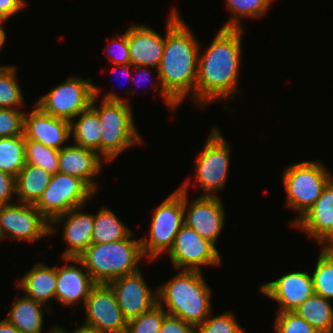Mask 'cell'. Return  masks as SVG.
Returning a JSON list of instances; mask_svg holds the SVG:
<instances>
[{
	"instance_id": "obj_26",
	"label": "cell",
	"mask_w": 333,
	"mask_h": 333,
	"mask_svg": "<svg viewBox=\"0 0 333 333\" xmlns=\"http://www.w3.org/2000/svg\"><path fill=\"white\" fill-rule=\"evenodd\" d=\"M293 312L320 333H333V307L329 299L314 293Z\"/></svg>"
},
{
	"instance_id": "obj_46",
	"label": "cell",
	"mask_w": 333,
	"mask_h": 333,
	"mask_svg": "<svg viewBox=\"0 0 333 333\" xmlns=\"http://www.w3.org/2000/svg\"><path fill=\"white\" fill-rule=\"evenodd\" d=\"M331 243H333V231L332 233L321 243L323 246V250L326 249V247H328ZM327 245V246H326Z\"/></svg>"
},
{
	"instance_id": "obj_13",
	"label": "cell",
	"mask_w": 333,
	"mask_h": 333,
	"mask_svg": "<svg viewBox=\"0 0 333 333\" xmlns=\"http://www.w3.org/2000/svg\"><path fill=\"white\" fill-rule=\"evenodd\" d=\"M190 180L191 178H188L180 187L183 190L184 224L216 246L217 239L225 224L224 207L218 196L200 195L192 200L191 204H188L187 188Z\"/></svg>"
},
{
	"instance_id": "obj_11",
	"label": "cell",
	"mask_w": 333,
	"mask_h": 333,
	"mask_svg": "<svg viewBox=\"0 0 333 333\" xmlns=\"http://www.w3.org/2000/svg\"><path fill=\"white\" fill-rule=\"evenodd\" d=\"M7 234L11 239L32 243L50 234V222L34 204L0 205V241Z\"/></svg>"
},
{
	"instance_id": "obj_12",
	"label": "cell",
	"mask_w": 333,
	"mask_h": 333,
	"mask_svg": "<svg viewBox=\"0 0 333 333\" xmlns=\"http://www.w3.org/2000/svg\"><path fill=\"white\" fill-rule=\"evenodd\" d=\"M168 256L173 267L188 271H201V266H217L221 263L216 246L186 224L176 234Z\"/></svg>"
},
{
	"instance_id": "obj_36",
	"label": "cell",
	"mask_w": 333,
	"mask_h": 333,
	"mask_svg": "<svg viewBox=\"0 0 333 333\" xmlns=\"http://www.w3.org/2000/svg\"><path fill=\"white\" fill-rule=\"evenodd\" d=\"M274 322L275 333H320L293 311L278 312Z\"/></svg>"
},
{
	"instance_id": "obj_24",
	"label": "cell",
	"mask_w": 333,
	"mask_h": 333,
	"mask_svg": "<svg viewBox=\"0 0 333 333\" xmlns=\"http://www.w3.org/2000/svg\"><path fill=\"white\" fill-rule=\"evenodd\" d=\"M12 305L5 318L10 324L21 333H42L44 308L51 312L48 306L26 296L18 297Z\"/></svg>"
},
{
	"instance_id": "obj_17",
	"label": "cell",
	"mask_w": 333,
	"mask_h": 333,
	"mask_svg": "<svg viewBox=\"0 0 333 333\" xmlns=\"http://www.w3.org/2000/svg\"><path fill=\"white\" fill-rule=\"evenodd\" d=\"M82 207L74 208L54 218L50 222V234L57 232L55 226L64 223L63 239L69 246L64 250L62 258H78L92 243L94 214L81 211Z\"/></svg>"
},
{
	"instance_id": "obj_41",
	"label": "cell",
	"mask_w": 333,
	"mask_h": 333,
	"mask_svg": "<svg viewBox=\"0 0 333 333\" xmlns=\"http://www.w3.org/2000/svg\"><path fill=\"white\" fill-rule=\"evenodd\" d=\"M27 3L25 0H0V15L6 20L17 14Z\"/></svg>"
},
{
	"instance_id": "obj_19",
	"label": "cell",
	"mask_w": 333,
	"mask_h": 333,
	"mask_svg": "<svg viewBox=\"0 0 333 333\" xmlns=\"http://www.w3.org/2000/svg\"><path fill=\"white\" fill-rule=\"evenodd\" d=\"M66 262H74L75 265L56 266V300L63 306H74L83 300L85 304L91 289L96 285L89 272L82 271L84 264L78 258H64Z\"/></svg>"
},
{
	"instance_id": "obj_31",
	"label": "cell",
	"mask_w": 333,
	"mask_h": 333,
	"mask_svg": "<svg viewBox=\"0 0 333 333\" xmlns=\"http://www.w3.org/2000/svg\"><path fill=\"white\" fill-rule=\"evenodd\" d=\"M15 66H0V108L18 109L24 98L16 76Z\"/></svg>"
},
{
	"instance_id": "obj_38",
	"label": "cell",
	"mask_w": 333,
	"mask_h": 333,
	"mask_svg": "<svg viewBox=\"0 0 333 333\" xmlns=\"http://www.w3.org/2000/svg\"><path fill=\"white\" fill-rule=\"evenodd\" d=\"M120 39H116L117 37H111V43L117 47V51L113 54L112 49H108L106 51V55L110 60H112L115 65H126L130 64V55H129V44L127 39V30L123 35L119 36ZM115 48V47H114Z\"/></svg>"
},
{
	"instance_id": "obj_5",
	"label": "cell",
	"mask_w": 333,
	"mask_h": 333,
	"mask_svg": "<svg viewBox=\"0 0 333 333\" xmlns=\"http://www.w3.org/2000/svg\"><path fill=\"white\" fill-rule=\"evenodd\" d=\"M128 238L110 243L95 244L78 257L96 284H108L121 276L137 272L144 258L140 239Z\"/></svg>"
},
{
	"instance_id": "obj_18",
	"label": "cell",
	"mask_w": 333,
	"mask_h": 333,
	"mask_svg": "<svg viewBox=\"0 0 333 333\" xmlns=\"http://www.w3.org/2000/svg\"><path fill=\"white\" fill-rule=\"evenodd\" d=\"M34 110L24 115V136L47 147L61 150L71 137V123L43 112L34 104Z\"/></svg>"
},
{
	"instance_id": "obj_15",
	"label": "cell",
	"mask_w": 333,
	"mask_h": 333,
	"mask_svg": "<svg viewBox=\"0 0 333 333\" xmlns=\"http://www.w3.org/2000/svg\"><path fill=\"white\" fill-rule=\"evenodd\" d=\"M108 285L114 291L117 304L127 321L158 304L157 292H152L148 287L140 270L114 279Z\"/></svg>"
},
{
	"instance_id": "obj_7",
	"label": "cell",
	"mask_w": 333,
	"mask_h": 333,
	"mask_svg": "<svg viewBox=\"0 0 333 333\" xmlns=\"http://www.w3.org/2000/svg\"><path fill=\"white\" fill-rule=\"evenodd\" d=\"M183 224V190L179 188L154 209L150 236L148 239L140 238L144 256H149L151 261L164 252L168 253Z\"/></svg>"
},
{
	"instance_id": "obj_21",
	"label": "cell",
	"mask_w": 333,
	"mask_h": 333,
	"mask_svg": "<svg viewBox=\"0 0 333 333\" xmlns=\"http://www.w3.org/2000/svg\"><path fill=\"white\" fill-rule=\"evenodd\" d=\"M321 244L333 231V178L325 185L314 205L292 225Z\"/></svg>"
},
{
	"instance_id": "obj_45",
	"label": "cell",
	"mask_w": 333,
	"mask_h": 333,
	"mask_svg": "<svg viewBox=\"0 0 333 333\" xmlns=\"http://www.w3.org/2000/svg\"><path fill=\"white\" fill-rule=\"evenodd\" d=\"M133 68L134 66L132 65V64H126V65H114V68H113V71H114V69H118V68H122V70H123V72L124 73H127V75H130V72H129V70H130V68Z\"/></svg>"
},
{
	"instance_id": "obj_10",
	"label": "cell",
	"mask_w": 333,
	"mask_h": 333,
	"mask_svg": "<svg viewBox=\"0 0 333 333\" xmlns=\"http://www.w3.org/2000/svg\"><path fill=\"white\" fill-rule=\"evenodd\" d=\"M229 145L214 126L195 160L198 187L205 192L202 196H218L215 192L226 186L230 166Z\"/></svg>"
},
{
	"instance_id": "obj_39",
	"label": "cell",
	"mask_w": 333,
	"mask_h": 333,
	"mask_svg": "<svg viewBox=\"0 0 333 333\" xmlns=\"http://www.w3.org/2000/svg\"><path fill=\"white\" fill-rule=\"evenodd\" d=\"M160 333H195V326L179 317L167 314L162 322Z\"/></svg>"
},
{
	"instance_id": "obj_50",
	"label": "cell",
	"mask_w": 333,
	"mask_h": 333,
	"mask_svg": "<svg viewBox=\"0 0 333 333\" xmlns=\"http://www.w3.org/2000/svg\"><path fill=\"white\" fill-rule=\"evenodd\" d=\"M4 21H6V19H5L2 15H0V27H3V26H1V24H2Z\"/></svg>"
},
{
	"instance_id": "obj_42",
	"label": "cell",
	"mask_w": 333,
	"mask_h": 333,
	"mask_svg": "<svg viewBox=\"0 0 333 333\" xmlns=\"http://www.w3.org/2000/svg\"><path fill=\"white\" fill-rule=\"evenodd\" d=\"M0 333H21L15 326L6 319L0 321Z\"/></svg>"
},
{
	"instance_id": "obj_2",
	"label": "cell",
	"mask_w": 333,
	"mask_h": 333,
	"mask_svg": "<svg viewBox=\"0 0 333 333\" xmlns=\"http://www.w3.org/2000/svg\"><path fill=\"white\" fill-rule=\"evenodd\" d=\"M243 29L221 27L207 49L199 51L195 103L205 106L216 99H231L239 92Z\"/></svg>"
},
{
	"instance_id": "obj_1",
	"label": "cell",
	"mask_w": 333,
	"mask_h": 333,
	"mask_svg": "<svg viewBox=\"0 0 333 333\" xmlns=\"http://www.w3.org/2000/svg\"><path fill=\"white\" fill-rule=\"evenodd\" d=\"M167 21L162 60L156 72L161 85L160 95L167 106L175 110L186 96L192 95L195 102L201 45L176 8H173Z\"/></svg>"
},
{
	"instance_id": "obj_14",
	"label": "cell",
	"mask_w": 333,
	"mask_h": 333,
	"mask_svg": "<svg viewBox=\"0 0 333 333\" xmlns=\"http://www.w3.org/2000/svg\"><path fill=\"white\" fill-rule=\"evenodd\" d=\"M84 325L101 333H126L127 319L123 316L114 291L108 284H96L86 298Z\"/></svg>"
},
{
	"instance_id": "obj_47",
	"label": "cell",
	"mask_w": 333,
	"mask_h": 333,
	"mask_svg": "<svg viewBox=\"0 0 333 333\" xmlns=\"http://www.w3.org/2000/svg\"><path fill=\"white\" fill-rule=\"evenodd\" d=\"M6 40V32L4 31L3 27H0V49L4 45Z\"/></svg>"
},
{
	"instance_id": "obj_34",
	"label": "cell",
	"mask_w": 333,
	"mask_h": 333,
	"mask_svg": "<svg viewBox=\"0 0 333 333\" xmlns=\"http://www.w3.org/2000/svg\"><path fill=\"white\" fill-rule=\"evenodd\" d=\"M166 310L159 304L140 316L127 321L126 333H160Z\"/></svg>"
},
{
	"instance_id": "obj_28",
	"label": "cell",
	"mask_w": 333,
	"mask_h": 333,
	"mask_svg": "<svg viewBox=\"0 0 333 333\" xmlns=\"http://www.w3.org/2000/svg\"><path fill=\"white\" fill-rule=\"evenodd\" d=\"M78 116L77 122H70L72 140L76 145L92 149L101 156V126L98 115L89 108Z\"/></svg>"
},
{
	"instance_id": "obj_16",
	"label": "cell",
	"mask_w": 333,
	"mask_h": 333,
	"mask_svg": "<svg viewBox=\"0 0 333 333\" xmlns=\"http://www.w3.org/2000/svg\"><path fill=\"white\" fill-rule=\"evenodd\" d=\"M260 292L280 304L278 312L293 311L314 294L312 275L302 271L290 272L263 284Z\"/></svg>"
},
{
	"instance_id": "obj_35",
	"label": "cell",
	"mask_w": 333,
	"mask_h": 333,
	"mask_svg": "<svg viewBox=\"0 0 333 333\" xmlns=\"http://www.w3.org/2000/svg\"><path fill=\"white\" fill-rule=\"evenodd\" d=\"M233 314L225 312L214 317L208 316L203 323L195 326V333H245Z\"/></svg>"
},
{
	"instance_id": "obj_20",
	"label": "cell",
	"mask_w": 333,
	"mask_h": 333,
	"mask_svg": "<svg viewBox=\"0 0 333 333\" xmlns=\"http://www.w3.org/2000/svg\"><path fill=\"white\" fill-rule=\"evenodd\" d=\"M130 64L140 67H155L158 70L165 44V37L153 28L133 25L127 29Z\"/></svg>"
},
{
	"instance_id": "obj_6",
	"label": "cell",
	"mask_w": 333,
	"mask_h": 333,
	"mask_svg": "<svg viewBox=\"0 0 333 333\" xmlns=\"http://www.w3.org/2000/svg\"><path fill=\"white\" fill-rule=\"evenodd\" d=\"M332 178L325 165L319 161L294 163L284 169L282 179L287 194L286 205L299 213L291 221L292 224L314 205Z\"/></svg>"
},
{
	"instance_id": "obj_37",
	"label": "cell",
	"mask_w": 333,
	"mask_h": 333,
	"mask_svg": "<svg viewBox=\"0 0 333 333\" xmlns=\"http://www.w3.org/2000/svg\"><path fill=\"white\" fill-rule=\"evenodd\" d=\"M24 115L20 109L0 108V138L24 135Z\"/></svg>"
},
{
	"instance_id": "obj_32",
	"label": "cell",
	"mask_w": 333,
	"mask_h": 333,
	"mask_svg": "<svg viewBox=\"0 0 333 333\" xmlns=\"http://www.w3.org/2000/svg\"><path fill=\"white\" fill-rule=\"evenodd\" d=\"M59 150L25 137V163L41 167L51 174L58 172Z\"/></svg>"
},
{
	"instance_id": "obj_25",
	"label": "cell",
	"mask_w": 333,
	"mask_h": 333,
	"mask_svg": "<svg viewBox=\"0 0 333 333\" xmlns=\"http://www.w3.org/2000/svg\"><path fill=\"white\" fill-rule=\"evenodd\" d=\"M52 174L41 167L25 163L15 177L16 196L20 203L35 204L49 185Z\"/></svg>"
},
{
	"instance_id": "obj_33",
	"label": "cell",
	"mask_w": 333,
	"mask_h": 333,
	"mask_svg": "<svg viewBox=\"0 0 333 333\" xmlns=\"http://www.w3.org/2000/svg\"><path fill=\"white\" fill-rule=\"evenodd\" d=\"M314 293L326 299H333V257L321 250L312 274Z\"/></svg>"
},
{
	"instance_id": "obj_48",
	"label": "cell",
	"mask_w": 333,
	"mask_h": 333,
	"mask_svg": "<svg viewBox=\"0 0 333 333\" xmlns=\"http://www.w3.org/2000/svg\"><path fill=\"white\" fill-rule=\"evenodd\" d=\"M49 333H67V331L64 330L62 327L58 326V324H57V326L56 325L53 326V328L51 329V331Z\"/></svg>"
},
{
	"instance_id": "obj_22",
	"label": "cell",
	"mask_w": 333,
	"mask_h": 333,
	"mask_svg": "<svg viewBox=\"0 0 333 333\" xmlns=\"http://www.w3.org/2000/svg\"><path fill=\"white\" fill-rule=\"evenodd\" d=\"M102 160L103 157L92 149L74 143L65 145L59 150L58 172L84 180L96 192L94 178L103 167Z\"/></svg>"
},
{
	"instance_id": "obj_49",
	"label": "cell",
	"mask_w": 333,
	"mask_h": 333,
	"mask_svg": "<svg viewBox=\"0 0 333 333\" xmlns=\"http://www.w3.org/2000/svg\"><path fill=\"white\" fill-rule=\"evenodd\" d=\"M325 250L333 257V243L326 247Z\"/></svg>"
},
{
	"instance_id": "obj_23",
	"label": "cell",
	"mask_w": 333,
	"mask_h": 333,
	"mask_svg": "<svg viewBox=\"0 0 333 333\" xmlns=\"http://www.w3.org/2000/svg\"><path fill=\"white\" fill-rule=\"evenodd\" d=\"M56 266L48 267L37 263L18 281L17 288L25 292L26 297L47 306L51 298L56 299Z\"/></svg>"
},
{
	"instance_id": "obj_8",
	"label": "cell",
	"mask_w": 333,
	"mask_h": 333,
	"mask_svg": "<svg viewBox=\"0 0 333 333\" xmlns=\"http://www.w3.org/2000/svg\"><path fill=\"white\" fill-rule=\"evenodd\" d=\"M94 192L84 180L56 172L34 205L51 222L71 209L84 206Z\"/></svg>"
},
{
	"instance_id": "obj_3",
	"label": "cell",
	"mask_w": 333,
	"mask_h": 333,
	"mask_svg": "<svg viewBox=\"0 0 333 333\" xmlns=\"http://www.w3.org/2000/svg\"><path fill=\"white\" fill-rule=\"evenodd\" d=\"M157 292L158 304L161 307L166 305L167 314L194 326L203 323L211 315V290L201 271L181 270L158 287Z\"/></svg>"
},
{
	"instance_id": "obj_30",
	"label": "cell",
	"mask_w": 333,
	"mask_h": 333,
	"mask_svg": "<svg viewBox=\"0 0 333 333\" xmlns=\"http://www.w3.org/2000/svg\"><path fill=\"white\" fill-rule=\"evenodd\" d=\"M273 0H226L228 11L231 12L230 19L223 25V28H243L240 20L244 17H262L269 11ZM243 17V18H242Z\"/></svg>"
},
{
	"instance_id": "obj_40",
	"label": "cell",
	"mask_w": 333,
	"mask_h": 333,
	"mask_svg": "<svg viewBox=\"0 0 333 333\" xmlns=\"http://www.w3.org/2000/svg\"><path fill=\"white\" fill-rule=\"evenodd\" d=\"M14 194H16L15 177L0 171V205L11 204Z\"/></svg>"
},
{
	"instance_id": "obj_27",
	"label": "cell",
	"mask_w": 333,
	"mask_h": 333,
	"mask_svg": "<svg viewBox=\"0 0 333 333\" xmlns=\"http://www.w3.org/2000/svg\"><path fill=\"white\" fill-rule=\"evenodd\" d=\"M131 234L133 232L107 207L102 206L94 215L92 243L117 242L128 238Z\"/></svg>"
},
{
	"instance_id": "obj_9",
	"label": "cell",
	"mask_w": 333,
	"mask_h": 333,
	"mask_svg": "<svg viewBox=\"0 0 333 333\" xmlns=\"http://www.w3.org/2000/svg\"><path fill=\"white\" fill-rule=\"evenodd\" d=\"M94 86L92 78L71 76L38 99L35 105L49 115L71 122L91 107Z\"/></svg>"
},
{
	"instance_id": "obj_4",
	"label": "cell",
	"mask_w": 333,
	"mask_h": 333,
	"mask_svg": "<svg viewBox=\"0 0 333 333\" xmlns=\"http://www.w3.org/2000/svg\"><path fill=\"white\" fill-rule=\"evenodd\" d=\"M100 88L94 86L91 109L98 115L101 126V157L106 163L114 160L126 148L143 141L134 125L133 112L127 100L115 93H107L101 106L95 105L100 96Z\"/></svg>"
},
{
	"instance_id": "obj_44",
	"label": "cell",
	"mask_w": 333,
	"mask_h": 333,
	"mask_svg": "<svg viewBox=\"0 0 333 333\" xmlns=\"http://www.w3.org/2000/svg\"><path fill=\"white\" fill-rule=\"evenodd\" d=\"M134 68H135V70H140V71L142 70V75L144 77L143 79L150 83V81H149L150 79L147 76H148V74H152V73H151V71L147 70L146 66L144 67L145 69H141L143 67H140V66H135ZM146 71L149 73H147ZM132 79H133V82H138L134 77H132Z\"/></svg>"
},
{
	"instance_id": "obj_29",
	"label": "cell",
	"mask_w": 333,
	"mask_h": 333,
	"mask_svg": "<svg viewBox=\"0 0 333 333\" xmlns=\"http://www.w3.org/2000/svg\"><path fill=\"white\" fill-rule=\"evenodd\" d=\"M25 166V136L0 138V171L14 177Z\"/></svg>"
},
{
	"instance_id": "obj_43",
	"label": "cell",
	"mask_w": 333,
	"mask_h": 333,
	"mask_svg": "<svg viewBox=\"0 0 333 333\" xmlns=\"http://www.w3.org/2000/svg\"><path fill=\"white\" fill-rule=\"evenodd\" d=\"M67 333H69V331ZM71 333H101V332L95 328L82 324V326H78V328H76V330L72 331Z\"/></svg>"
}]
</instances>
